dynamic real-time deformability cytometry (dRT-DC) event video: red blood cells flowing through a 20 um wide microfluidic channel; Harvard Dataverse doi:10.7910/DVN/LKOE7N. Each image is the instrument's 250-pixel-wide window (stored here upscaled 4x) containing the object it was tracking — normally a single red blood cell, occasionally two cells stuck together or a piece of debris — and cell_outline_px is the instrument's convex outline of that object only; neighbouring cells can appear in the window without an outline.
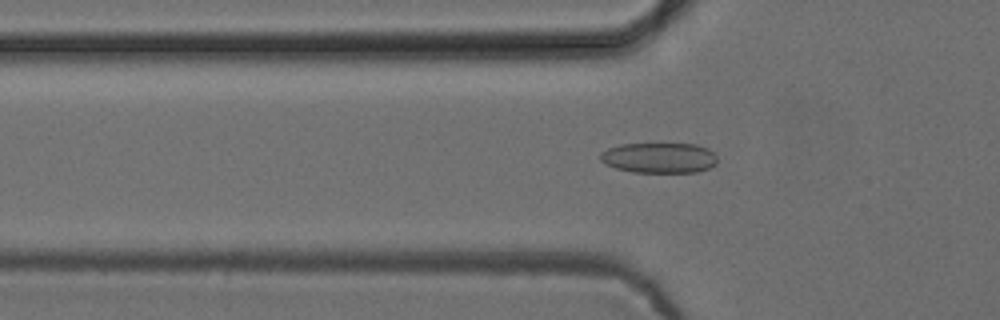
{"species": "common noctule bat (a hibernating species)", "species_latin": "Nyctalus noctula", "temperature_condition": "cold", "stored_images_in_passage": 49, "camera_frame_rate_fps": 3000, "um_per_image_px": 0.085, "animal": {"sex": "female", "body_mass_g": 24.6, "forearm_length_mm": 56.2}, "frame": {"image": 1, "passage_image": 14, "time_ms": 4.333, "image_size_px": [1000, 320], "cell_outline_px": [[716, 164], [708, 168], [696, 172], [632, 172], [616, 168], [604, 164], [600, 160], [600, 152], [608, 148], [620, 144], [696, 144], [708, 148], [716, 156]], "centroid_in_image_um": [56.0, 13.41], "position_along_channel_um": 69.8, "area_um2": 20.75}}
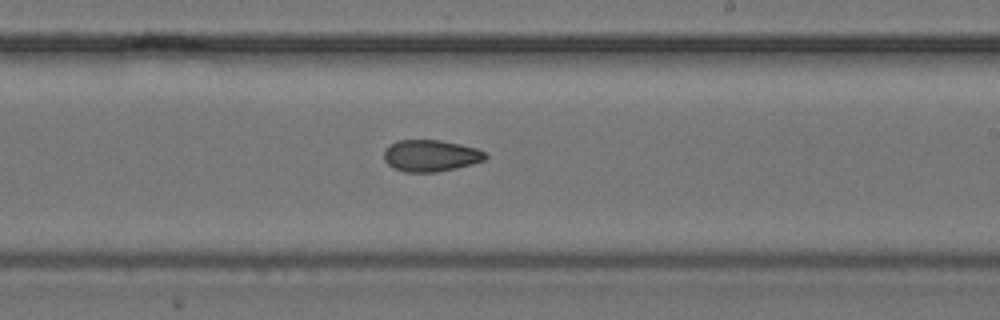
{"frame": {"image": 2, "passage_image": 28, "time_ms": 9.0, "image_size_px": [1000, 320], "cell_outline_px": [[488, 156], [484, 160], [472, 164], [456, 168], [436, 172], [404, 172], [392, 168], [384, 160], [384, 152], [396, 140], [440, 140], [460, 144], [476, 148], [484, 152]], "centroid_in_image_um": [36.6, 13.24], "position_along_channel_um": 252.4, "area_um2": 18.67}}
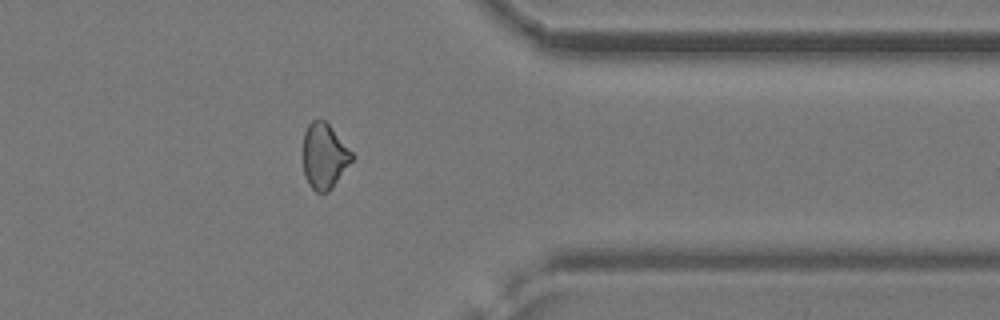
{"frame": {"image": 3, "passage_image": 39, "time_ms": 12.667, "image_size_px": [1000, 320], "cell_outline_px": [[352, 160], [332, 188], [328, 192], [316, 192], [308, 184], [304, 176], [304, 132], [308, 124], [312, 120], [324, 120], [328, 124], [352, 152]], "centroid_in_image_um": [27.54, 13.28], "position_along_channel_um": 383.9, "area_um2": 18.26}, "authors_computed_cell_mechanics": {"area_um2": 19.652, "velocity_mm_per_s": 3.904, "shape_relaxation_time_tau1_ms": null, "shape_relaxation_time_tau2_ms": 3.3389, "deformation_change_tau1": null, "deformation_change_tau2": 0.0827}}